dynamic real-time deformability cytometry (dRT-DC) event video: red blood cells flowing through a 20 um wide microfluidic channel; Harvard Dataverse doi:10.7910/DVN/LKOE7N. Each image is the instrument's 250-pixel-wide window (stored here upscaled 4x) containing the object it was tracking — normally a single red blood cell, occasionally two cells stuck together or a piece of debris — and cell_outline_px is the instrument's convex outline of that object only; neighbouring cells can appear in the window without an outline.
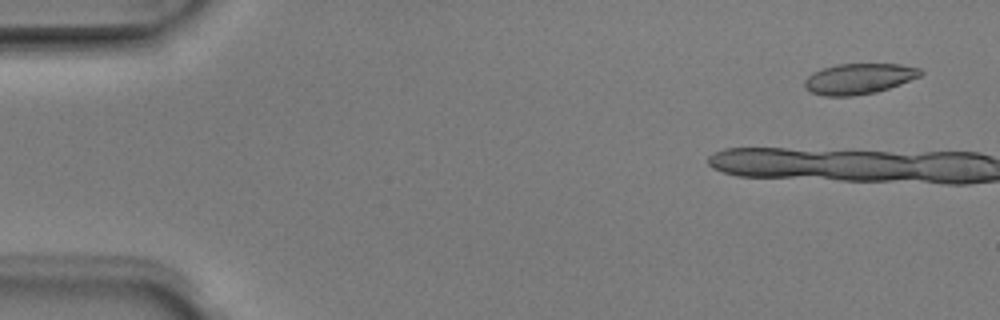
{"species": "Egyptian fruit bat (a non-hibernating species)", "species_latin": "Rousettus aegyptiacus", "temperature_condition": "room temperature", "stored_images_in_passage": 3, "camera_frame_rate_fps": 3000, "um_per_image_px": 0.085, "animal": {"sex": "male"}, "frame": {"image": 1, "passage_image": 1, "time_ms": 0.0, "image_size_px": [1000, 320], "cell_outline_px": [[924, 72], [920, 76], [900, 84], [876, 92], [852, 96], [824, 96], [812, 92], [804, 88], [804, 80], [812, 72], [836, 64], [900, 64], [920, 68]], "centroid_in_image_um": [72.99, 6.69], "position_along_channel_um": 12.0, "area_um2": 20.69}}